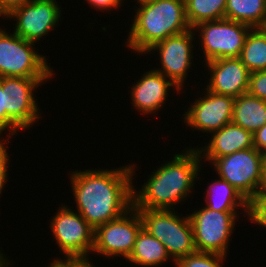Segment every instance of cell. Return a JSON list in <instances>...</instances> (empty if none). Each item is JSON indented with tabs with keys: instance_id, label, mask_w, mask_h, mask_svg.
Wrapping results in <instances>:
<instances>
[{
	"instance_id": "15",
	"label": "cell",
	"mask_w": 266,
	"mask_h": 267,
	"mask_svg": "<svg viewBox=\"0 0 266 267\" xmlns=\"http://www.w3.org/2000/svg\"><path fill=\"white\" fill-rule=\"evenodd\" d=\"M131 87V100L133 108L145 115L156 114L165 105L171 87L176 91L180 89L162 73L151 69L145 71L136 83Z\"/></svg>"
},
{
	"instance_id": "9",
	"label": "cell",
	"mask_w": 266,
	"mask_h": 267,
	"mask_svg": "<svg viewBox=\"0 0 266 267\" xmlns=\"http://www.w3.org/2000/svg\"><path fill=\"white\" fill-rule=\"evenodd\" d=\"M75 211V212H74ZM50 229L60 252L67 258H90L94 246V228L81 214L61 205L51 218Z\"/></svg>"
},
{
	"instance_id": "17",
	"label": "cell",
	"mask_w": 266,
	"mask_h": 267,
	"mask_svg": "<svg viewBox=\"0 0 266 267\" xmlns=\"http://www.w3.org/2000/svg\"><path fill=\"white\" fill-rule=\"evenodd\" d=\"M218 178L208 184L206 193L204 192L205 207L215 211H238L237 209L242 208L244 215L248 216L249 202L226 180Z\"/></svg>"
},
{
	"instance_id": "12",
	"label": "cell",
	"mask_w": 266,
	"mask_h": 267,
	"mask_svg": "<svg viewBox=\"0 0 266 267\" xmlns=\"http://www.w3.org/2000/svg\"><path fill=\"white\" fill-rule=\"evenodd\" d=\"M193 29L170 36L163 41L158 42L153 45L144 54H151L155 51L159 54L161 68L155 69L156 71L162 73L167 79L172 81L180 90L183 89L185 85V79L188 75V69L191 68L194 59L193 56V43L195 37ZM184 84V85H183Z\"/></svg>"
},
{
	"instance_id": "21",
	"label": "cell",
	"mask_w": 266,
	"mask_h": 267,
	"mask_svg": "<svg viewBox=\"0 0 266 267\" xmlns=\"http://www.w3.org/2000/svg\"><path fill=\"white\" fill-rule=\"evenodd\" d=\"M239 58L250 72L266 70V27L249 31Z\"/></svg>"
},
{
	"instance_id": "14",
	"label": "cell",
	"mask_w": 266,
	"mask_h": 267,
	"mask_svg": "<svg viewBox=\"0 0 266 267\" xmlns=\"http://www.w3.org/2000/svg\"><path fill=\"white\" fill-rule=\"evenodd\" d=\"M205 65L210 72L206 90L234 98L247 93L251 72L239 57L220 58Z\"/></svg>"
},
{
	"instance_id": "27",
	"label": "cell",
	"mask_w": 266,
	"mask_h": 267,
	"mask_svg": "<svg viewBox=\"0 0 266 267\" xmlns=\"http://www.w3.org/2000/svg\"><path fill=\"white\" fill-rule=\"evenodd\" d=\"M4 131L9 133L6 138L11 139V97L3 92V77H0V136Z\"/></svg>"
},
{
	"instance_id": "5",
	"label": "cell",
	"mask_w": 266,
	"mask_h": 267,
	"mask_svg": "<svg viewBox=\"0 0 266 267\" xmlns=\"http://www.w3.org/2000/svg\"><path fill=\"white\" fill-rule=\"evenodd\" d=\"M34 46V47H33ZM35 44L0 27V77L51 78L54 71Z\"/></svg>"
},
{
	"instance_id": "8",
	"label": "cell",
	"mask_w": 266,
	"mask_h": 267,
	"mask_svg": "<svg viewBox=\"0 0 266 267\" xmlns=\"http://www.w3.org/2000/svg\"><path fill=\"white\" fill-rule=\"evenodd\" d=\"M194 32H199L203 58L206 62L220 58L240 57L247 34L251 26L229 19L204 21L195 25Z\"/></svg>"
},
{
	"instance_id": "10",
	"label": "cell",
	"mask_w": 266,
	"mask_h": 267,
	"mask_svg": "<svg viewBox=\"0 0 266 267\" xmlns=\"http://www.w3.org/2000/svg\"><path fill=\"white\" fill-rule=\"evenodd\" d=\"M143 228L141 217L133 206L120 217L101 224L94 229V246L92 253L107 258L131 255L137 235Z\"/></svg>"
},
{
	"instance_id": "3",
	"label": "cell",
	"mask_w": 266,
	"mask_h": 267,
	"mask_svg": "<svg viewBox=\"0 0 266 267\" xmlns=\"http://www.w3.org/2000/svg\"><path fill=\"white\" fill-rule=\"evenodd\" d=\"M138 4L125 42L137 54H145L158 42L191 29L185 0H144Z\"/></svg>"
},
{
	"instance_id": "11",
	"label": "cell",
	"mask_w": 266,
	"mask_h": 267,
	"mask_svg": "<svg viewBox=\"0 0 266 267\" xmlns=\"http://www.w3.org/2000/svg\"><path fill=\"white\" fill-rule=\"evenodd\" d=\"M57 3L56 0H30L14 8L4 19L13 18L16 21L13 32L27 41L37 43L53 31L61 20L63 10Z\"/></svg>"
},
{
	"instance_id": "24",
	"label": "cell",
	"mask_w": 266,
	"mask_h": 267,
	"mask_svg": "<svg viewBox=\"0 0 266 267\" xmlns=\"http://www.w3.org/2000/svg\"><path fill=\"white\" fill-rule=\"evenodd\" d=\"M51 78L3 77V92L12 96H34V90Z\"/></svg>"
},
{
	"instance_id": "29",
	"label": "cell",
	"mask_w": 266,
	"mask_h": 267,
	"mask_svg": "<svg viewBox=\"0 0 266 267\" xmlns=\"http://www.w3.org/2000/svg\"><path fill=\"white\" fill-rule=\"evenodd\" d=\"M8 138L6 140L0 139V195H2V190H4L5 184L8 181L9 178L7 173L9 170V162L11 161L9 158V154L7 152V142ZM5 144V145H4Z\"/></svg>"
},
{
	"instance_id": "6",
	"label": "cell",
	"mask_w": 266,
	"mask_h": 267,
	"mask_svg": "<svg viewBox=\"0 0 266 267\" xmlns=\"http://www.w3.org/2000/svg\"><path fill=\"white\" fill-rule=\"evenodd\" d=\"M212 165L248 202L263 190L262 155L255 147L217 158Z\"/></svg>"
},
{
	"instance_id": "22",
	"label": "cell",
	"mask_w": 266,
	"mask_h": 267,
	"mask_svg": "<svg viewBox=\"0 0 266 267\" xmlns=\"http://www.w3.org/2000/svg\"><path fill=\"white\" fill-rule=\"evenodd\" d=\"M36 100L34 96L11 97V137L39 121L41 113Z\"/></svg>"
},
{
	"instance_id": "2",
	"label": "cell",
	"mask_w": 266,
	"mask_h": 267,
	"mask_svg": "<svg viewBox=\"0 0 266 267\" xmlns=\"http://www.w3.org/2000/svg\"><path fill=\"white\" fill-rule=\"evenodd\" d=\"M182 152L154 169L139 190L133 187L136 209L174 210V206L188 199L203 165L196 147H187Z\"/></svg>"
},
{
	"instance_id": "4",
	"label": "cell",
	"mask_w": 266,
	"mask_h": 267,
	"mask_svg": "<svg viewBox=\"0 0 266 267\" xmlns=\"http://www.w3.org/2000/svg\"><path fill=\"white\" fill-rule=\"evenodd\" d=\"M143 228L158 239L176 263L196 252L189 215L181 217L174 210L137 209Z\"/></svg>"
},
{
	"instance_id": "19",
	"label": "cell",
	"mask_w": 266,
	"mask_h": 267,
	"mask_svg": "<svg viewBox=\"0 0 266 267\" xmlns=\"http://www.w3.org/2000/svg\"><path fill=\"white\" fill-rule=\"evenodd\" d=\"M165 246L142 228L137 235L134 249L127 259L130 264L142 267H157L171 261Z\"/></svg>"
},
{
	"instance_id": "31",
	"label": "cell",
	"mask_w": 266,
	"mask_h": 267,
	"mask_svg": "<svg viewBox=\"0 0 266 267\" xmlns=\"http://www.w3.org/2000/svg\"><path fill=\"white\" fill-rule=\"evenodd\" d=\"M89 259L90 258H55L54 261H59L64 267H96Z\"/></svg>"
},
{
	"instance_id": "16",
	"label": "cell",
	"mask_w": 266,
	"mask_h": 267,
	"mask_svg": "<svg viewBox=\"0 0 266 267\" xmlns=\"http://www.w3.org/2000/svg\"><path fill=\"white\" fill-rule=\"evenodd\" d=\"M211 134L207 145L197 146L201 159L210 164L217 158L254 147L253 133L232 122Z\"/></svg>"
},
{
	"instance_id": "33",
	"label": "cell",
	"mask_w": 266,
	"mask_h": 267,
	"mask_svg": "<svg viewBox=\"0 0 266 267\" xmlns=\"http://www.w3.org/2000/svg\"><path fill=\"white\" fill-rule=\"evenodd\" d=\"M30 0H0V17L9 14L14 8L29 2Z\"/></svg>"
},
{
	"instance_id": "28",
	"label": "cell",
	"mask_w": 266,
	"mask_h": 267,
	"mask_svg": "<svg viewBox=\"0 0 266 267\" xmlns=\"http://www.w3.org/2000/svg\"><path fill=\"white\" fill-rule=\"evenodd\" d=\"M247 93L266 101V70L251 72Z\"/></svg>"
},
{
	"instance_id": "1",
	"label": "cell",
	"mask_w": 266,
	"mask_h": 267,
	"mask_svg": "<svg viewBox=\"0 0 266 267\" xmlns=\"http://www.w3.org/2000/svg\"><path fill=\"white\" fill-rule=\"evenodd\" d=\"M135 164L113 169L75 170L69 175L77 211L96 228L133 207Z\"/></svg>"
},
{
	"instance_id": "18",
	"label": "cell",
	"mask_w": 266,
	"mask_h": 267,
	"mask_svg": "<svg viewBox=\"0 0 266 267\" xmlns=\"http://www.w3.org/2000/svg\"><path fill=\"white\" fill-rule=\"evenodd\" d=\"M232 123L254 133L266 124V101L248 93L235 98Z\"/></svg>"
},
{
	"instance_id": "35",
	"label": "cell",
	"mask_w": 266,
	"mask_h": 267,
	"mask_svg": "<svg viewBox=\"0 0 266 267\" xmlns=\"http://www.w3.org/2000/svg\"><path fill=\"white\" fill-rule=\"evenodd\" d=\"M1 251L2 250H0V267H8V266H10V262L12 263V261L9 260L8 258H6V256L3 255V252H1Z\"/></svg>"
},
{
	"instance_id": "34",
	"label": "cell",
	"mask_w": 266,
	"mask_h": 267,
	"mask_svg": "<svg viewBox=\"0 0 266 267\" xmlns=\"http://www.w3.org/2000/svg\"><path fill=\"white\" fill-rule=\"evenodd\" d=\"M261 155H262L263 190H266V150L261 152Z\"/></svg>"
},
{
	"instance_id": "13",
	"label": "cell",
	"mask_w": 266,
	"mask_h": 267,
	"mask_svg": "<svg viewBox=\"0 0 266 267\" xmlns=\"http://www.w3.org/2000/svg\"><path fill=\"white\" fill-rule=\"evenodd\" d=\"M204 96L191 102L181 117L191 129L212 133L232 122L234 97L216 94L205 89ZM193 103V104H192Z\"/></svg>"
},
{
	"instance_id": "36",
	"label": "cell",
	"mask_w": 266,
	"mask_h": 267,
	"mask_svg": "<svg viewBox=\"0 0 266 267\" xmlns=\"http://www.w3.org/2000/svg\"><path fill=\"white\" fill-rule=\"evenodd\" d=\"M48 267H64L59 261H52Z\"/></svg>"
},
{
	"instance_id": "26",
	"label": "cell",
	"mask_w": 266,
	"mask_h": 267,
	"mask_svg": "<svg viewBox=\"0 0 266 267\" xmlns=\"http://www.w3.org/2000/svg\"><path fill=\"white\" fill-rule=\"evenodd\" d=\"M247 218L253 224L257 223L260 227L266 228V190H262L249 201Z\"/></svg>"
},
{
	"instance_id": "7",
	"label": "cell",
	"mask_w": 266,
	"mask_h": 267,
	"mask_svg": "<svg viewBox=\"0 0 266 267\" xmlns=\"http://www.w3.org/2000/svg\"><path fill=\"white\" fill-rule=\"evenodd\" d=\"M239 211H215L207 207L189 214L197 252L227 256Z\"/></svg>"
},
{
	"instance_id": "30",
	"label": "cell",
	"mask_w": 266,
	"mask_h": 267,
	"mask_svg": "<svg viewBox=\"0 0 266 267\" xmlns=\"http://www.w3.org/2000/svg\"><path fill=\"white\" fill-rule=\"evenodd\" d=\"M88 4H90L91 8L98 9V11H109L110 9L113 11V9L116 10L121 7V3L123 0H86ZM104 10V11H103Z\"/></svg>"
},
{
	"instance_id": "25",
	"label": "cell",
	"mask_w": 266,
	"mask_h": 267,
	"mask_svg": "<svg viewBox=\"0 0 266 267\" xmlns=\"http://www.w3.org/2000/svg\"><path fill=\"white\" fill-rule=\"evenodd\" d=\"M226 257L215 253L196 251L180 258L174 265L176 267H222V262H225Z\"/></svg>"
},
{
	"instance_id": "20",
	"label": "cell",
	"mask_w": 266,
	"mask_h": 267,
	"mask_svg": "<svg viewBox=\"0 0 266 267\" xmlns=\"http://www.w3.org/2000/svg\"><path fill=\"white\" fill-rule=\"evenodd\" d=\"M225 19L252 28L266 27V0H227Z\"/></svg>"
},
{
	"instance_id": "23",
	"label": "cell",
	"mask_w": 266,
	"mask_h": 267,
	"mask_svg": "<svg viewBox=\"0 0 266 267\" xmlns=\"http://www.w3.org/2000/svg\"><path fill=\"white\" fill-rule=\"evenodd\" d=\"M227 0H185V16L193 28L200 22L225 18Z\"/></svg>"
},
{
	"instance_id": "32",
	"label": "cell",
	"mask_w": 266,
	"mask_h": 267,
	"mask_svg": "<svg viewBox=\"0 0 266 267\" xmlns=\"http://www.w3.org/2000/svg\"><path fill=\"white\" fill-rule=\"evenodd\" d=\"M253 143L259 152L266 150V124L253 133Z\"/></svg>"
}]
</instances>
